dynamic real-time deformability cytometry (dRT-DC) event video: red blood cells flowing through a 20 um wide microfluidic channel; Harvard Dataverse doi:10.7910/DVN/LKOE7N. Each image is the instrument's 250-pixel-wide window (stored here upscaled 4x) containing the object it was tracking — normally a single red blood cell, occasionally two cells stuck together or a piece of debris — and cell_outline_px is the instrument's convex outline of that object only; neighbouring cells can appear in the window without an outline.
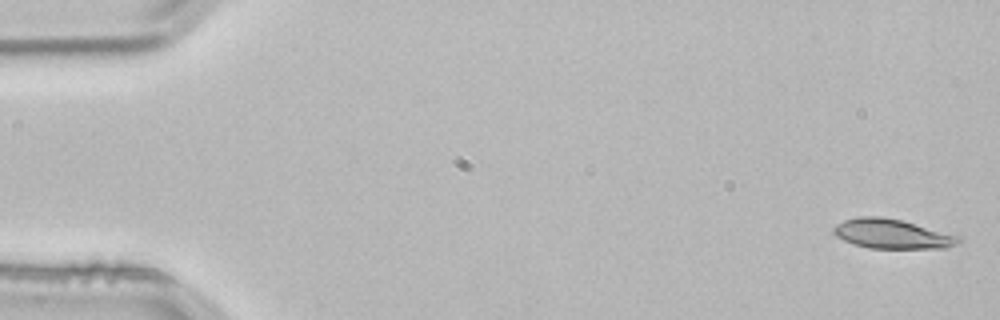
{"species": "common noctule bat (a hibernating species)", "species_latin": "Nyctalus noctula", "temperature_condition": "room temperature", "stored_images_in_passage": 52, "camera_frame_rate_fps": 3000, "um_per_image_px": 0.085, "animal": {"sex": "male", "body_mass_g": 21.5, "forearm_length_mm": 52.0}, "frame": {"image": 1, "passage_image": 1, "time_ms": 0.0, "image_size_px": [1000, 320], "cell_outline_px": [[964, 240], [948, 248], [868, 248], [844, 240], [836, 236], [832, 232], [832, 228], [836, 224], [844, 220], [860, 216], [880, 216], [904, 220], [964, 236]], "centroid_in_image_um": [75.91, 19.87], "position_along_channel_um": 9.1, "area_um2": 21.96}}
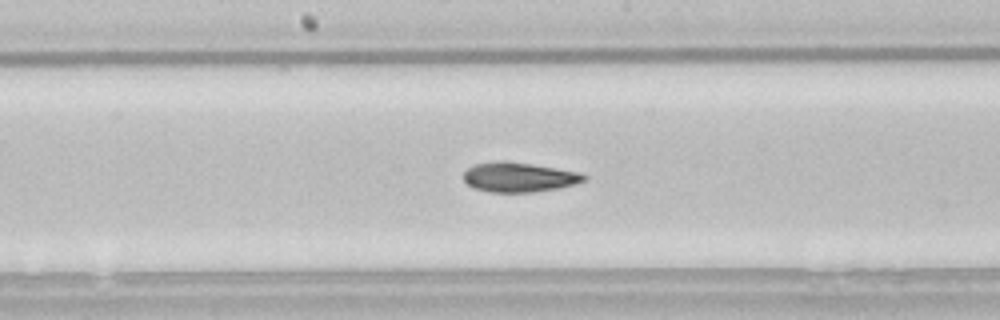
{"frame": {"image": 2, "passage_image": 27, "time_ms": 8.667, "image_size_px": [1000, 320], "cell_outline_px": [[588, 180], [576, 184], [556, 188], [532, 192], [488, 192], [472, 188], [464, 180], [464, 172], [468, 168], [476, 164], [532, 164], [580, 172], [588, 176]], "centroid_in_image_um": [44.19, 15.11], "position_along_channel_um": 204.0, "area_um2": 20.06}}
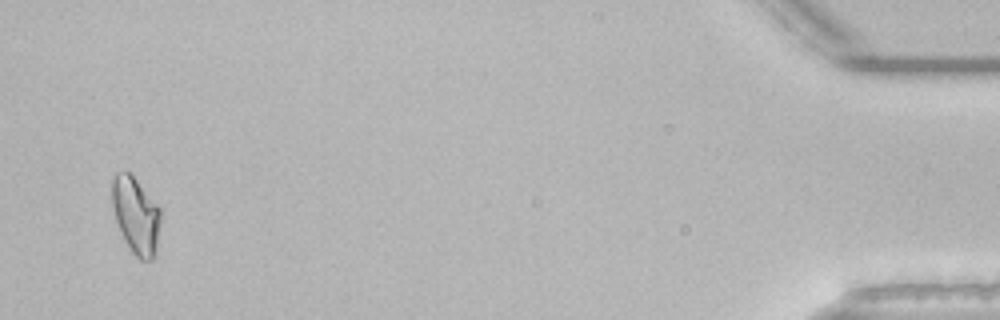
{"frame": {"image": 3, "passage_image": 51, "time_ms": 16.667, "image_size_px": [1000, 320], "cell_outline_px": [[160, 220], [156, 252], [152, 260], [140, 260], [132, 252], [124, 240], [120, 232], [112, 208], [112, 180], [116, 172], [128, 172], [136, 180], [160, 208]], "centroid_in_image_um": [11.54, 18.33], "position_along_channel_um": 423.7, "area_um2": 21.5}, "authors_computed_cell_mechanics": {"area_um2": 21.097, "velocity_mm_per_s": 3.8324, "shape_relaxation_time_tau1_ms": 9.6894, "shape_relaxation_time_tau2_ms": 3.502, "deformation_change_tau1": 0.2236, "deformation_change_tau2": 0.0937}}